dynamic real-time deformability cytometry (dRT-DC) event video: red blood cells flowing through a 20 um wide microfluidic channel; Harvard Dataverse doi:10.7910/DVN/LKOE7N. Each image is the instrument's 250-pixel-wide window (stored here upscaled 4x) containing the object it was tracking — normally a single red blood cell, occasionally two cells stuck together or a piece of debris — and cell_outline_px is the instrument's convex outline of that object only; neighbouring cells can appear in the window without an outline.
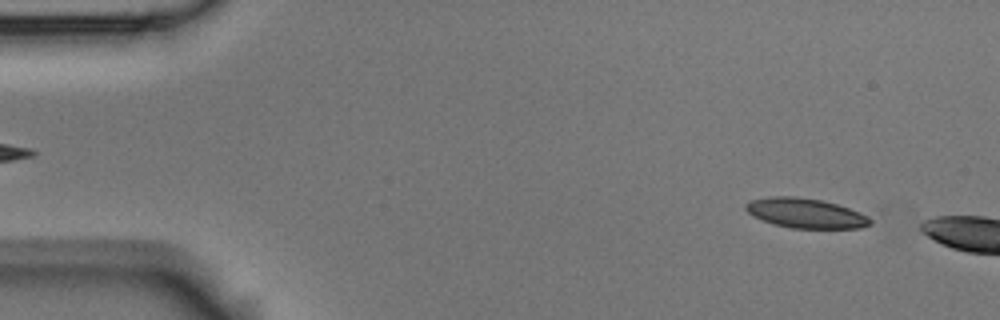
{"species": "Egyptian fruit bat (a non-hibernating species)", "species_latin": "Rousettus aegyptiacus", "temperature_condition": "room temperature", "stored_images_in_passage": 5, "segment_of_instrument_passage": [2, 2], "camera_frame_rate_fps": 3000, "um_per_image_px": 0.085, "animal": {"sex": "male"}, "frame": {"image": 1, "passage_image": 5, "time_ms": 1.333, "image_size_px": [1000, 320], "cell_outline_px": [[872, 224], [864, 228], [792, 228], [772, 224], [752, 216], [744, 208], [744, 204], [752, 200], [768, 196], [796, 196], [820, 200], [836, 204], [860, 212], [868, 216], [872, 220]], "centroid_in_image_um": [68.47, 18.12], "position_along_channel_um": 16.5, "area_um2": 21.73}}